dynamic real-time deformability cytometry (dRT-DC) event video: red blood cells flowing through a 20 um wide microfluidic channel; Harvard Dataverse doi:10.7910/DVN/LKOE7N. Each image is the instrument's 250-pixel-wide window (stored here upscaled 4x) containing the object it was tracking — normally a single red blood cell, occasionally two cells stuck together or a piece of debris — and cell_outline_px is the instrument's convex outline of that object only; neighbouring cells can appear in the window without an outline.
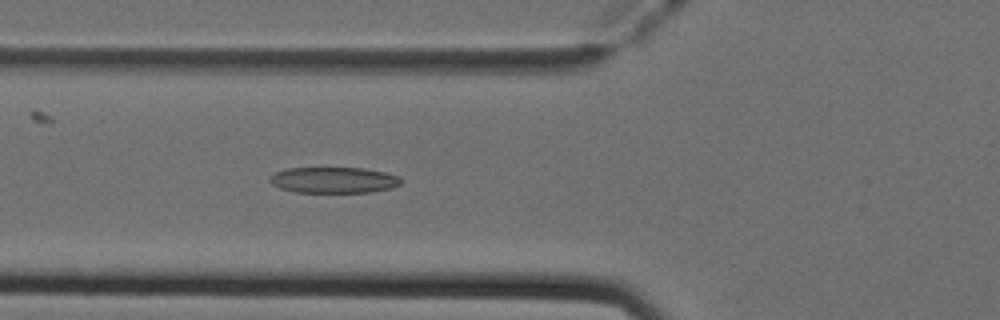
{"species": "Egyptian fruit bat (a non-hibernating species)", "species_latin": "Rousettus aegyptiacus", "temperature_condition": "cold", "stored_images_in_passage": 51, "camera_frame_rate_fps": 3000, "um_per_image_px": 0.085, "animal": {"sex": "female"}, "frame": {"image": 1, "passage_image": 19, "time_ms": 6.0, "image_size_px": [1000, 320], "cell_outline_px": [[400, 184], [392, 188], [372, 192], [296, 192], [280, 188], [272, 184], [268, 180], [276, 172], [288, 168], [364, 168], [384, 172], [400, 176]], "centroid_in_image_um": [28.38, 15.3], "position_along_channel_um": 97.4, "area_um2": 19.77}}
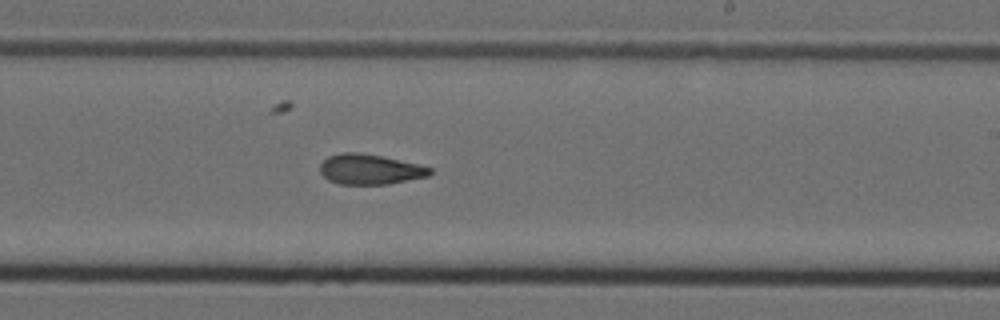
{"frame": {"image": 2, "passage_image": 31, "time_ms": 10.0, "image_size_px": [1000, 320], "cell_outline_px": [[432, 172], [428, 176], [388, 184], [340, 184], [328, 180], [320, 172], [320, 164], [328, 156], [340, 152], [360, 152], [420, 164], [432, 168]], "centroid_in_image_um": [31.43, 14.38], "position_along_channel_um": 257.6, "area_um2": 19.36}}
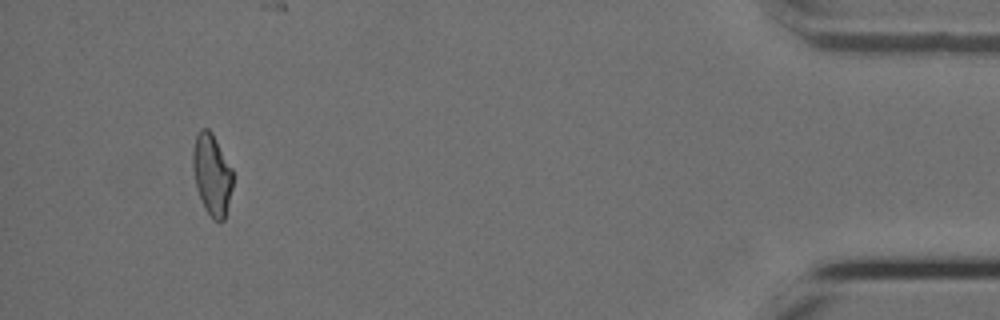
{"frame": {"image": 3, "passage_image": 48, "time_ms": 15.667, "image_size_px": [1000, 320], "cell_outline_px": [[232, 188], [224, 220], [212, 220], [204, 208], [196, 188], [192, 168], [192, 152], [196, 136], [200, 128], [208, 128], [212, 132], [232, 168]], "centroid_in_image_um": [17.99, 14.82], "position_along_channel_um": 417.2, "area_um2": 19.02}, "authors_computed_cell_mechanics": {"area_um2": 19.9988, "velocity_mm_per_s": 3.9888, "shape_relaxation_time_tau1_ms": 7.5296, "shape_relaxation_time_tau2_ms": 4.1989, "deformation_change_tau1": 0.187, "deformation_change_tau2": 0.124}}